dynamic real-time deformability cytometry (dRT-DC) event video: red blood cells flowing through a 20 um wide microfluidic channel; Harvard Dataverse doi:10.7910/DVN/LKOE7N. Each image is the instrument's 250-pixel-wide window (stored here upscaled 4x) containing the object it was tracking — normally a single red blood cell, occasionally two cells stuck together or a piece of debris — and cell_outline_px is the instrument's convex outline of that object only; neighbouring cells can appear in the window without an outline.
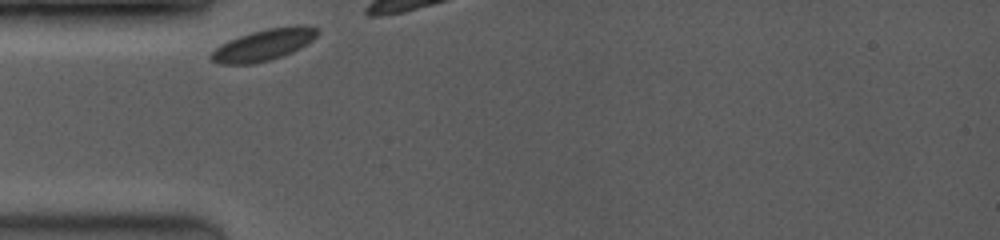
{"species": "common noctule bat (a hibernating species)", "species_latin": "Nyctalus noctula", "temperature_condition": "room temperature", "stored_images_in_passage": 27, "camera_frame_rate_fps": 3500, "um_per_image_px": 0.085, "animal": {"sex": "female", "body_mass_g": 19.0, "forearm_length_mm": 53.3}, "frame": {"image": 1, "passage_image": 1, "time_ms": 0.0, "image_size_px": [1000, 240], "cell_outline_px": [[320, 32], [312, 40], [300, 48], [292, 52], [272, 60], [252, 64], [220, 64], [212, 60], [208, 56], [220, 44], [228, 40], [252, 32], [268, 28], [300, 24], [304, 24], [316, 28]], "centroid_in_image_um": [22.42, 3.81], "position_along_channel_um": 62.6, "area_um2": 19.59}}